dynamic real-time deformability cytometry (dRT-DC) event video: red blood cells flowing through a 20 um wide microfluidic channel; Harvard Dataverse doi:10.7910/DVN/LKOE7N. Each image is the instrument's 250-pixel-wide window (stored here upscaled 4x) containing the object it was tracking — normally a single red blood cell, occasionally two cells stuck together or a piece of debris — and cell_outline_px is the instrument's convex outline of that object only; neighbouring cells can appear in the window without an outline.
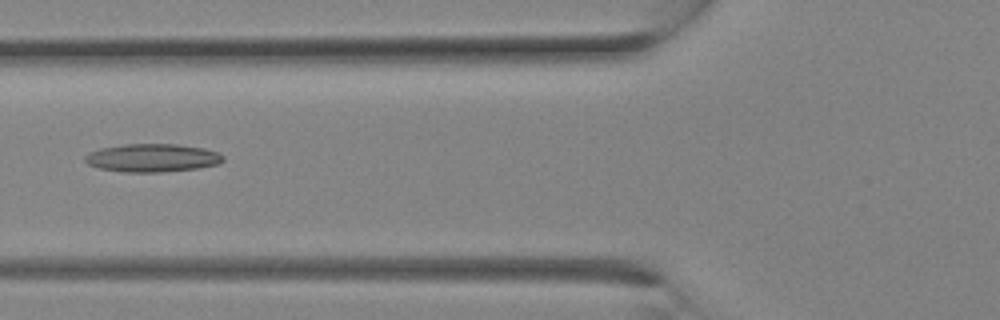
{"species": "Egyptian fruit bat (a non-hibernating species)", "species_latin": "Rousettus aegyptiacus", "temperature_condition": "room temperature", "stored_images_in_passage": 11, "camera_frame_rate_fps": 3000, "um_per_image_px": 0.085, "animal": {"sex": "female"}, "frame": {"image": 1, "passage_image": 10, "time_ms": 3.0, "image_size_px": [1000, 320], "cell_outline_px": [[224, 160], [220, 164], [200, 168], [160, 172], [124, 172], [100, 168], [88, 164], [84, 160], [84, 156], [100, 148], [124, 144], [176, 144], [204, 148], [216, 152], [224, 156]], "centroid_in_image_um": [12.98, 13.42], "position_along_channel_um": 112.8, "area_um2": 22.66}}